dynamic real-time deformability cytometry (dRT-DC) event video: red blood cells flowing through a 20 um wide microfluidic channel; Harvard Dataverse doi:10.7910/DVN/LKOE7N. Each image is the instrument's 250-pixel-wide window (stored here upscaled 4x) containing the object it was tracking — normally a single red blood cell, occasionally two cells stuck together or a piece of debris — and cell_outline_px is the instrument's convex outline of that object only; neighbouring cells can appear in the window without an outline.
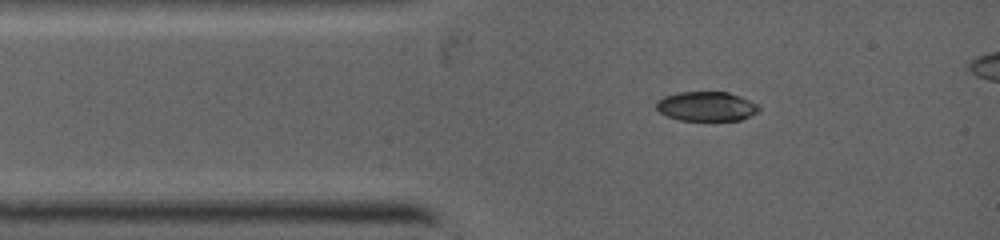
{"species": "common noctule bat (a hibernating species)", "species_latin": "Nyctalus noctula", "temperature_condition": "warm", "stored_images_in_passage": 39, "camera_frame_rate_fps": 5000, "um_per_image_px": 0.085, "animal": {"sex": "female", "body_mass_g": 19.0, "forearm_length_mm": 53.3}, "frame": {"image": 1, "passage_image": 1, "time_ms": 0.0, "image_size_px": [1000, 240], "cell_outline_px": [[760, 108], [756, 112], [740, 120], [680, 120], [668, 116], [660, 112], [656, 108], [656, 100], [664, 96], [680, 92], [728, 92], [748, 100], [756, 104]], "centroid_in_image_um": [60.0, 9.03], "position_along_channel_um": 25.0, "area_um2": 17.34}}
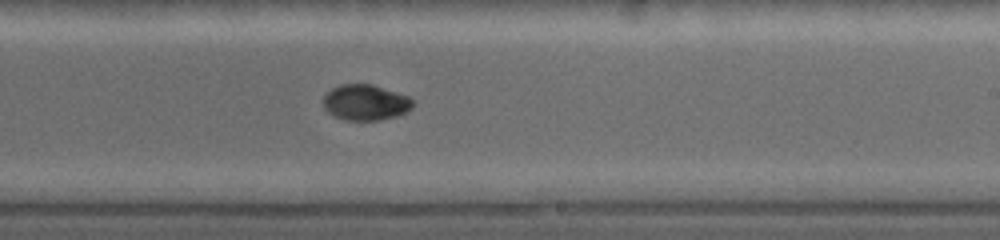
{"frame": {"image": 2, "passage_image": 19, "time_ms": 5.2, "image_size_px": [1000, 240], "cell_outline_px": [[416, 104], [408, 112], [396, 116], [380, 120], [348, 120], [336, 116], [328, 112], [324, 108], [324, 96], [332, 88], [340, 84], [372, 84], [408, 96], [416, 100]], "centroid_in_image_um": [31.13, 8.7], "position_along_channel_um": 257.9, "area_um2": 18.73}}
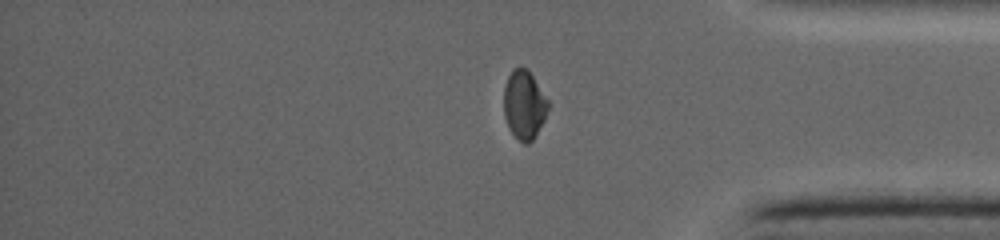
{"frame": {"image": 3, "passage_image": 33, "time_ms": 8.2, "image_size_px": [1000, 240], "cell_outline_px": [[548, 108], [544, 120], [532, 140], [528, 144], [524, 144], [508, 128], [504, 116], [504, 84], [512, 68], [528, 68], [548, 100]], "centroid_in_image_um": [44.54, 8.88], "position_along_channel_um": 390.7, "area_um2": 17.69}}